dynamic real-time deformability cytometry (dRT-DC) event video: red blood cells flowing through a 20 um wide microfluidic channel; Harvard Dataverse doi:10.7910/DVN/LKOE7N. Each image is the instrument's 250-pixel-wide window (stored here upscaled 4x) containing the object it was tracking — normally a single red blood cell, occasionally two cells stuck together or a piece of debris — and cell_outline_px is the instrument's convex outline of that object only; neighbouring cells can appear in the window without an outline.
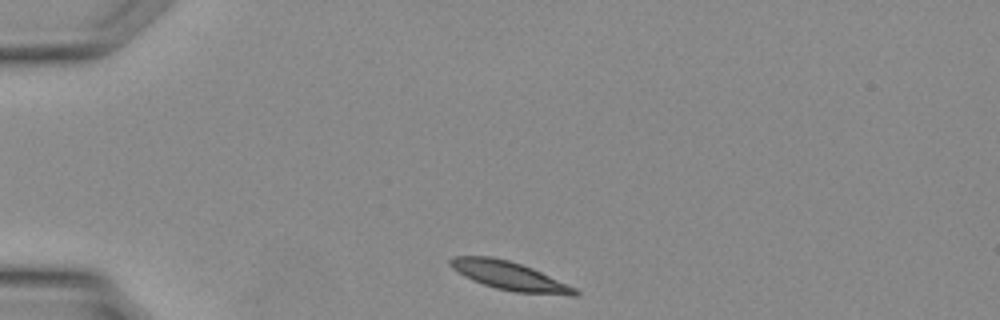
{"species": "Egyptian fruit bat (a non-hibernating species)", "species_latin": "Rousettus aegyptiacus", "temperature_condition": "warm", "stored_images_in_passage": 28, "camera_frame_rate_fps": 3000, "um_per_image_px": 0.085, "animal": {"sex": "female"}, "frame": {"image": 1, "passage_image": 1, "time_ms": 0.0, "image_size_px": [1000, 320], "cell_outline_px": [[580, 292], [576, 296], [572, 296], [516, 292], [496, 288], [484, 284], [464, 276], [452, 268], [448, 264], [448, 260], [456, 256], [492, 256], [508, 260], [532, 268], [576, 288]], "centroid_in_image_um": [43.31, 23.45], "position_along_channel_um": 41.7, "area_um2": 20.58}}
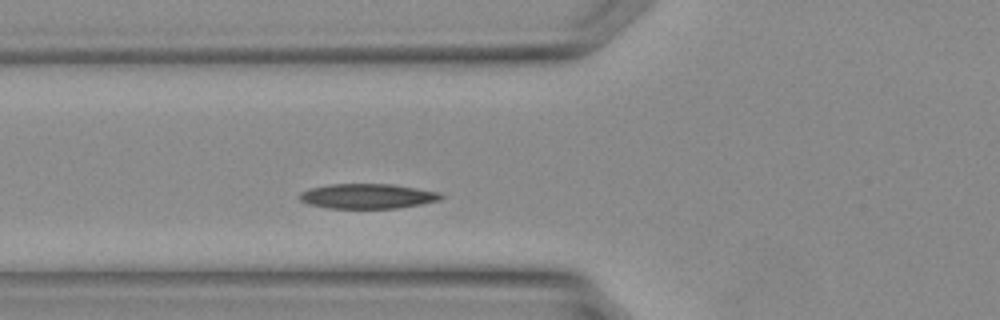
{"frame": {"image": 2, "passage_image": 6, "time_ms": 1.667, "image_size_px": [1000, 320], "cell_outline_px": [[444, 196], [440, 200], [420, 204], [396, 208], [328, 208], [308, 204], [300, 200], [300, 192], [312, 188], [332, 184], [392, 184], [440, 192]], "centroid_in_image_um": [31.25, 16.67], "position_along_channel_um": 94.5, "area_um2": 20.35}}
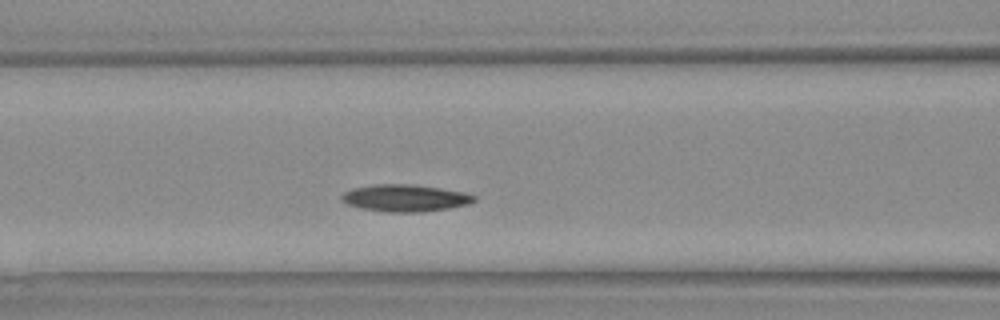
{"frame": {"image": 3, "passage_image": 8, "time_ms": 2.333, "image_size_px": [1000, 320], "cell_outline_px": [[476, 200], [468, 204], [448, 208], [420, 212], [388, 212], [360, 208], [348, 204], [340, 200], [340, 196], [344, 192], [352, 188], [372, 184], [408, 184], [440, 188], [464, 192], [476, 196]], "centroid_in_image_um": [34.4, 16.83], "position_along_channel_um": 132.2, "area_um2": 20.87}}